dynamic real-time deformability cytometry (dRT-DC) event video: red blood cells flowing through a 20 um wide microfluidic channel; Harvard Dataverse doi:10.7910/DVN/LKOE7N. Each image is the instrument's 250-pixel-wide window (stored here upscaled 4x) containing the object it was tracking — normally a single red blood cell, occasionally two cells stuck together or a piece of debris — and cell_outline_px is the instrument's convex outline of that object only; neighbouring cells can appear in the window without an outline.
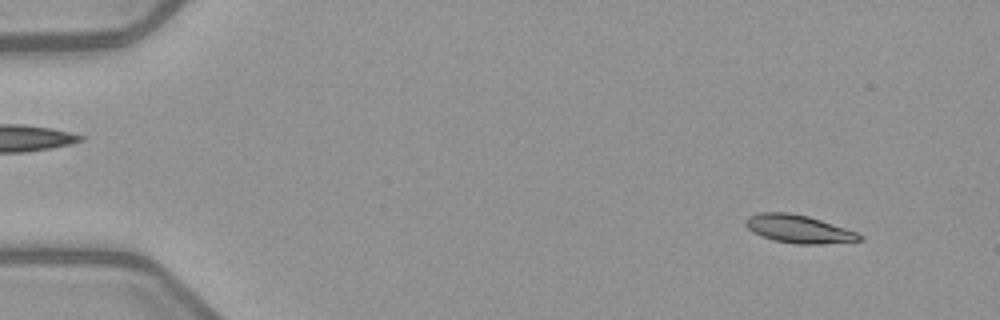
{"species": "common noctule bat (a hibernating species)", "species_latin": "Nyctalus noctula", "temperature_condition": "warm", "stored_images_in_passage": 5, "camera_frame_rate_fps": 3000, "um_per_image_px": 0.085, "animal": {"sex": "female", "body_mass_g": 21.9}, "frame": {"image": 1, "passage_image": 1, "time_ms": 0.0, "image_size_px": [1000, 320], "cell_outline_px": [[864, 240], [820, 244], [796, 244], [776, 240], [752, 232], [744, 224], [744, 220], [748, 216], [760, 212], [788, 212], [808, 216], [856, 232], [864, 236]], "centroid_in_image_um": [67.87, 19.45], "position_along_channel_um": 17.1, "area_um2": 18.44}}
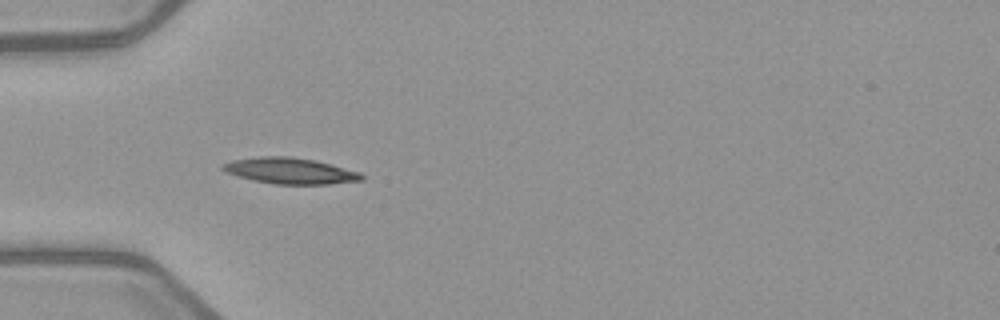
{"frame": {"image": 2, "passage_image": 4, "time_ms": 4.0, "image_size_px": [1000, 320], "cell_outline_px": [[364, 180], [328, 184], [276, 184], [252, 180], [228, 172], [220, 168], [220, 164], [232, 160], [260, 156], [292, 156], [316, 160], [360, 172], [364, 176]], "centroid_in_image_um": [24.67, 14.51], "position_along_channel_um": 60.3, "area_um2": 21.1}}
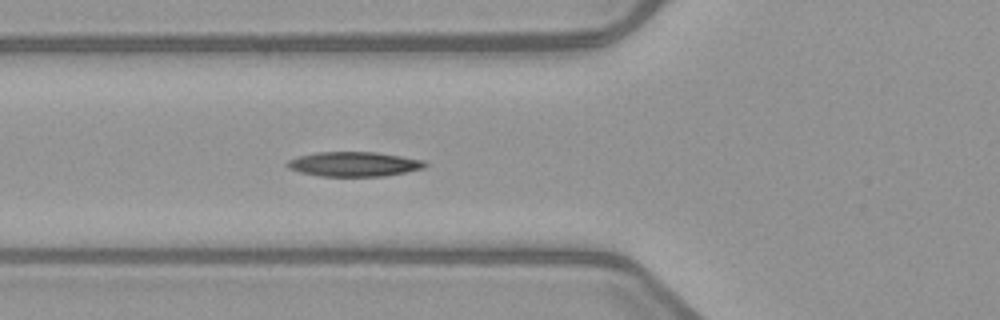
{"frame": {"image": 3, "passage_image": 5, "time_ms": 5.0, "image_size_px": [1000, 320], "cell_outline_px": [[428, 164], [424, 168], [384, 176], [320, 176], [300, 172], [288, 168], [284, 164], [288, 160], [300, 156], [316, 152], [376, 152], [424, 160]], "centroid_in_image_um": [30.07, 13.95], "position_along_channel_um": 95.7, "area_um2": 19.71}}